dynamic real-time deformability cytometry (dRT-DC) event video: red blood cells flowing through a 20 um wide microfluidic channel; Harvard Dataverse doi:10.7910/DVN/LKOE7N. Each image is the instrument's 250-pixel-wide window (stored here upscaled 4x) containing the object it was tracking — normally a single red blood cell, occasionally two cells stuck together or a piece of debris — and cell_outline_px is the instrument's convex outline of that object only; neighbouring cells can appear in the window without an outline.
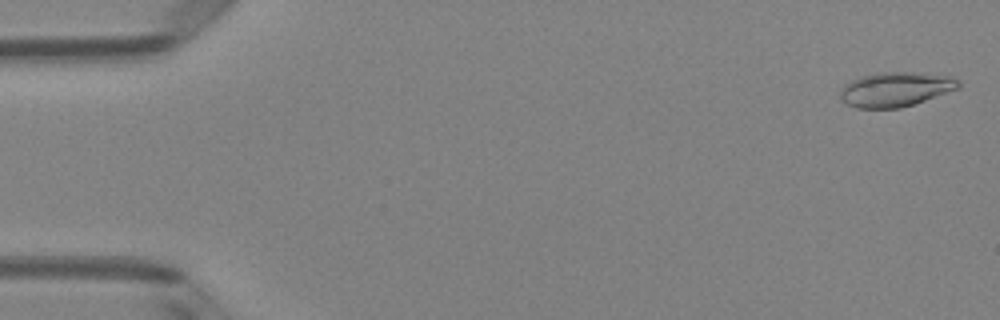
{"species": "Egyptian fruit bat (a non-hibernating species)", "species_latin": "Rousettus aegyptiacus", "temperature_condition": "room temperature", "stored_images_in_passage": 51, "camera_frame_rate_fps": 3000, "um_per_image_px": 0.085, "animal": {"sex": "female"}, "frame": {"image": 1, "passage_image": 2, "time_ms": 0.333, "image_size_px": [1000, 320], "cell_outline_px": [[960, 88], [900, 108], [856, 108], [840, 100], [840, 88], [844, 84], [852, 80], [864, 76], [880, 72], [912, 72], [948, 76], [960, 80]], "centroid_in_image_um": [76.1, 7.59], "position_along_channel_um": 8.9, "area_um2": 23.64}}
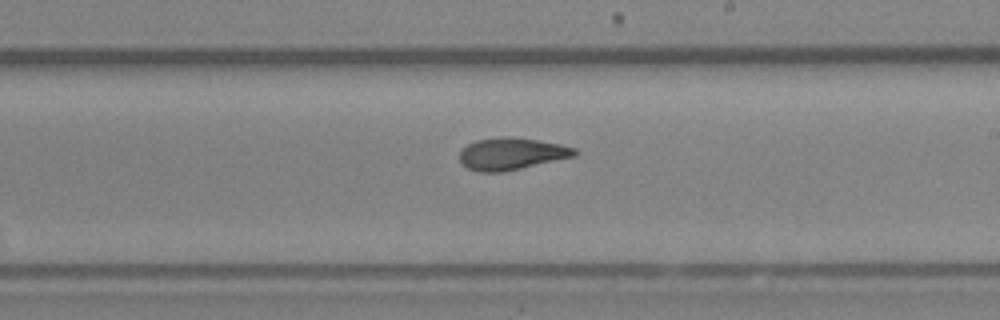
{"frame": {"image": 2, "passage_image": 30, "time_ms": 9.667, "image_size_px": [1000, 320], "cell_outline_px": [[580, 152], [576, 156], [504, 172], [480, 172], [468, 168], [460, 160], [460, 152], [468, 144], [476, 140], [504, 136], [512, 136], [560, 144], [576, 148]], "centroid_in_image_um": [43.52, 13.07], "position_along_channel_um": 245.5, "area_um2": 21.5}}
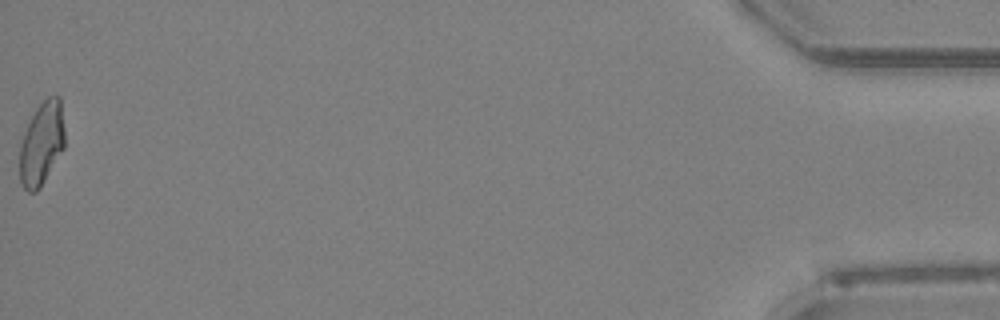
{"frame": {"image": 3, "passage_image": 51, "time_ms": 16.667, "image_size_px": [1000, 320], "cell_outline_px": [[64, 148], [40, 188], [36, 192], [28, 192], [20, 184], [20, 144], [24, 132], [36, 108], [48, 96], [60, 96], [64, 128]], "centroid_in_image_um": [3.54, 12.22], "position_along_channel_um": 431.7, "area_um2": 21.79}, "authors_computed_cell_mechanics": {"area_um2": 21.675, "velocity_mm_per_s": 4.0545, "shape_relaxation_time_tau1_ms": 5.992, "shape_relaxation_time_tau2_ms": 3.1513, "deformation_change_tau1": 0.1845, "deformation_change_tau2": 0.092}}